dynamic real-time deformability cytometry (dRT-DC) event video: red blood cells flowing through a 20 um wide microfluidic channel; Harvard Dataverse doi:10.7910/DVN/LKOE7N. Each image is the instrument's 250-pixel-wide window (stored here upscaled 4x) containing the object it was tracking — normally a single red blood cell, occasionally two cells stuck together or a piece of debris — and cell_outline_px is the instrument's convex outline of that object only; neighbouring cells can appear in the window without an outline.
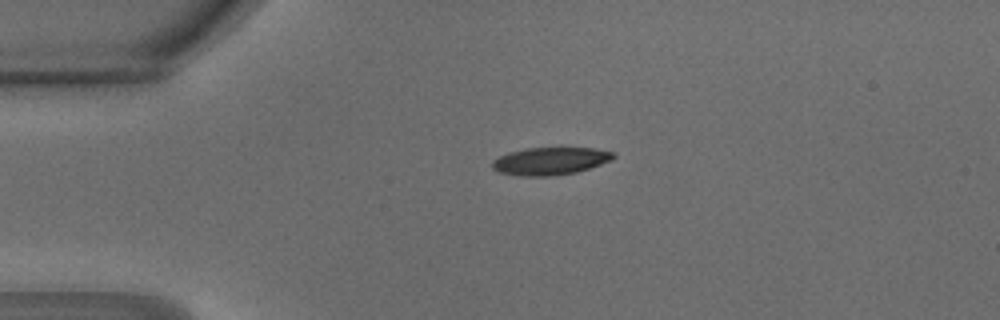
{"species": "common noctule bat (a hibernating species)", "species_latin": "Nyctalus noctula", "temperature_condition": "warm", "stored_images_in_passage": 39, "camera_frame_rate_fps": 3000, "um_per_image_px": 0.085, "animal": {"sex": "male", "body_mass_g": 18.8}, "frame": {"image": 1, "passage_image": 3, "time_ms": 0.667, "image_size_px": [1000, 320], "cell_outline_px": [[616, 156], [612, 160], [576, 172], [552, 176], [520, 176], [500, 172], [492, 168], [492, 160], [508, 152], [528, 148], [560, 144], [592, 148], [616, 152]], "centroid_in_image_um": [46.81, 13.63], "position_along_channel_um": 38.2, "area_um2": 20.35}}
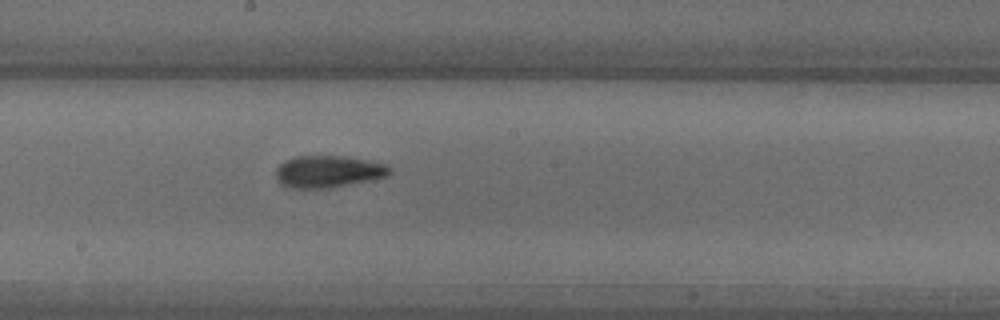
{"frame": {"image": 2, "passage_image": 18, "time_ms": 5.667, "image_size_px": [1000, 320], "cell_outline_px": [[392, 172], [388, 176], [328, 188], [292, 188], [280, 184], [276, 176], [276, 168], [284, 160], [296, 156], [340, 156], [368, 160], [388, 164], [392, 168]], "centroid_in_image_um": [27.9, 14.57], "position_along_channel_um": 220.3, "area_um2": 21.21}}
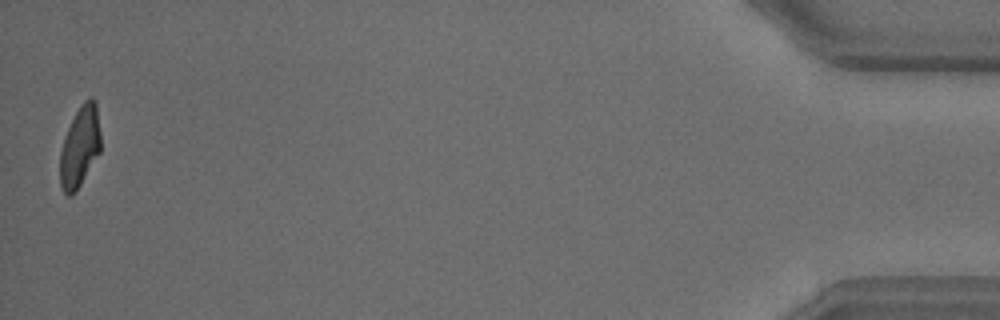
{"frame": {"image": 3, "passage_image": 39, "time_ms": 12.667, "image_size_px": [1000, 320], "cell_outline_px": [[100, 152], [76, 192], [72, 196], [68, 196], [64, 192], [60, 184], [60, 152], [68, 128], [80, 104], [88, 96], [92, 96], [96, 100], [100, 132]], "centroid_in_image_um": [6.8, 12.45], "position_along_channel_um": 428.4, "area_um2": 19.25}, "authors_computed_cell_mechanics": {"area_um2": 20.519, "velocity_mm_per_s": 4.2746, "shape_relaxation_time_tau1_ms": 5.7094, "shape_relaxation_time_tau2_ms": 2.7144, "deformation_change_tau1": 0.2286, "deformation_change_tau2": 0.1116}}